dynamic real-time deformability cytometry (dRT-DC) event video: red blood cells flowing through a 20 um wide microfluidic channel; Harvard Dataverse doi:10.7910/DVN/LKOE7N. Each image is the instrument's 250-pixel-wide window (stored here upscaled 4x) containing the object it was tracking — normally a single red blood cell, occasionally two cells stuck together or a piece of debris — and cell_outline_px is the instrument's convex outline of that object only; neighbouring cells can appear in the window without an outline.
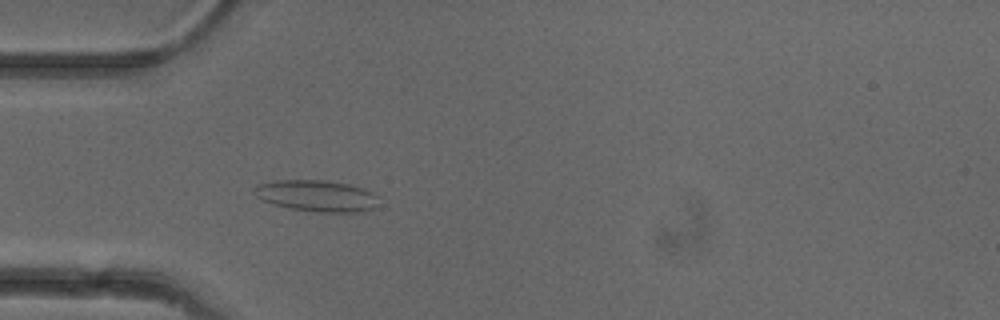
{"species": "common noctule bat (a hibernating species)", "species_latin": "Nyctalus noctula", "temperature_condition": "cold", "stored_images_in_passage": 51, "camera_frame_rate_fps": 3000, "um_per_image_px": 0.085, "animal": {"sex": "female"}, "frame": {"image": 1, "passage_image": 15, "time_ms": 4.667, "image_size_px": [1000, 320], "cell_outline_px": [[380, 196], [376, 208], [360, 212], [316, 212], [288, 208], [272, 204], [256, 196], [252, 192], [252, 188], [256, 184], [272, 180], [324, 180], [348, 184], [372, 192]], "centroid_in_image_um": [26.9, 16.64], "position_along_channel_um": 58.1, "area_um2": 23.12}}
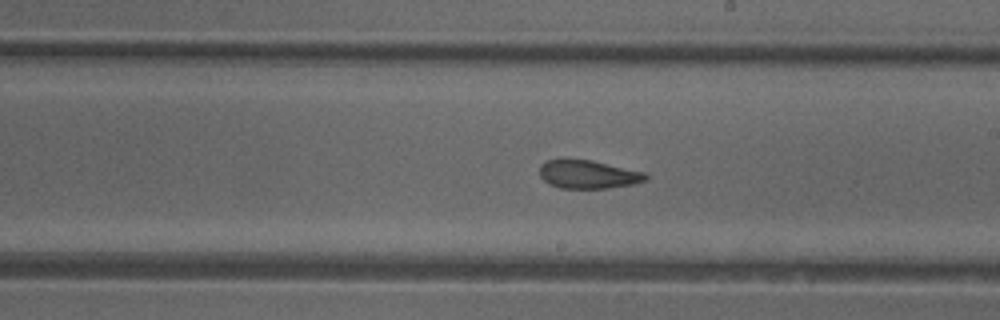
{"frame": {"image": 2, "passage_image": 29, "time_ms": 9.333, "image_size_px": [1000, 320], "cell_outline_px": [[648, 180], [632, 184], [608, 188], [560, 188], [548, 184], [540, 176], [540, 164], [548, 160], [592, 160], [644, 172], [648, 176]], "centroid_in_image_um": [50.0, 14.83], "position_along_channel_um": 239.0, "area_um2": 17.4}}
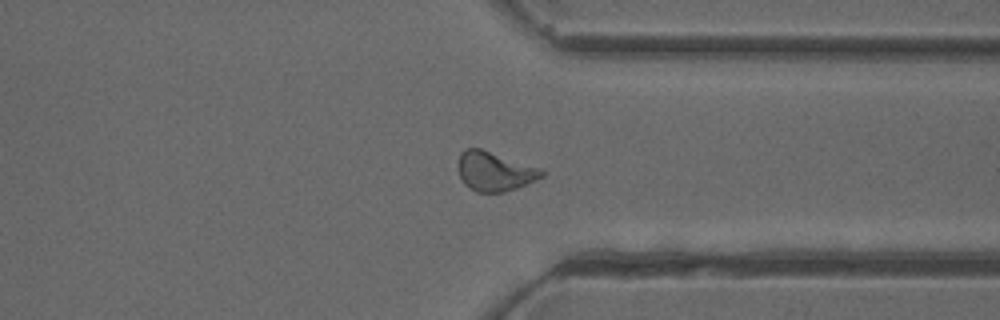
{"frame": {"image": 3, "passage_image": 39, "time_ms": 12.667, "image_size_px": [1000, 320], "cell_outline_px": [[544, 176], [536, 180], [516, 188], [504, 192], [476, 192], [468, 188], [464, 184], [460, 176], [460, 152], [464, 148], [480, 148], [540, 168], [544, 172]], "centroid_in_image_um": [42.04, 14.57], "position_along_channel_um": 369.4, "area_um2": 18.9}, "authors_computed_cell_mechanics": {"area_um2": 19.3052, "velocity_mm_per_s": 3.9523, "shape_relaxation_time_tau1_ms": null, "shape_relaxation_time_tau2_ms": 2.3277, "deformation_change_tau1": null, "deformation_change_tau2": 0.0865}}